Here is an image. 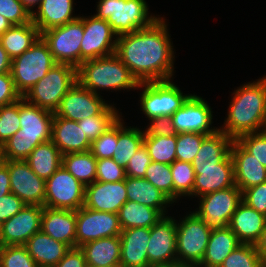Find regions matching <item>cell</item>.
<instances>
[{"label":"cell","mask_w":266,"mask_h":267,"mask_svg":"<svg viewBox=\"0 0 266 267\" xmlns=\"http://www.w3.org/2000/svg\"><path fill=\"white\" fill-rule=\"evenodd\" d=\"M164 18L117 37L116 54L138 82L172 80L174 51Z\"/></svg>","instance_id":"obj_1"},{"label":"cell","mask_w":266,"mask_h":267,"mask_svg":"<svg viewBox=\"0 0 266 267\" xmlns=\"http://www.w3.org/2000/svg\"><path fill=\"white\" fill-rule=\"evenodd\" d=\"M224 125L219 130L237 139L247 133L264 130L266 111V77L248 82L233 93Z\"/></svg>","instance_id":"obj_2"},{"label":"cell","mask_w":266,"mask_h":267,"mask_svg":"<svg viewBox=\"0 0 266 267\" xmlns=\"http://www.w3.org/2000/svg\"><path fill=\"white\" fill-rule=\"evenodd\" d=\"M21 128L1 147V160H26L42 143L51 141L54 113L19 99Z\"/></svg>","instance_id":"obj_3"},{"label":"cell","mask_w":266,"mask_h":267,"mask_svg":"<svg viewBox=\"0 0 266 267\" xmlns=\"http://www.w3.org/2000/svg\"><path fill=\"white\" fill-rule=\"evenodd\" d=\"M77 82L98 95H100V89L135 90L139 85L116 53L84 61L77 68Z\"/></svg>","instance_id":"obj_4"},{"label":"cell","mask_w":266,"mask_h":267,"mask_svg":"<svg viewBox=\"0 0 266 267\" xmlns=\"http://www.w3.org/2000/svg\"><path fill=\"white\" fill-rule=\"evenodd\" d=\"M97 3L94 16L107 20L118 36L149 27L160 18L149 16L145 0H99Z\"/></svg>","instance_id":"obj_5"},{"label":"cell","mask_w":266,"mask_h":267,"mask_svg":"<svg viewBox=\"0 0 266 267\" xmlns=\"http://www.w3.org/2000/svg\"><path fill=\"white\" fill-rule=\"evenodd\" d=\"M76 82V67L67 63H56L23 97L29 103L54 113Z\"/></svg>","instance_id":"obj_6"},{"label":"cell","mask_w":266,"mask_h":267,"mask_svg":"<svg viewBox=\"0 0 266 267\" xmlns=\"http://www.w3.org/2000/svg\"><path fill=\"white\" fill-rule=\"evenodd\" d=\"M47 43L40 36L22 55L12 59L11 75L23 97L56 64Z\"/></svg>","instance_id":"obj_7"},{"label":"cell","mask_w":266,"mask_h":267,"mask_svg":"<svg viewBox=\"0 0 266 267\" xmlns=\"http://www.w3.org/2000/svg\"><path fill=\"white\" fill-rule=\"evenodd\" d=\"M176 227L177 267H198L212 229L194 211L176 220Z\"/></svg>","instance_id":"obj_8"},{"label":"cell","mask_w":266,"mask_h":267,"mask_svg":"<svg viewBox=\"0 0 266 267\" xmlns=\"http://www.w3.org/2000/svg\"><path fill=\"white\" fill-rule=\"evenodd\" d=\"M143 89L140 106L148 120L172 116L191 94L183 95L180 88L170 80L139 82L137 89Z\"/></svg>","instance_id":"obj_9"},{"label":"cell","mask_w":266,"mask_h":267,"mask_svg":"<svg viewBox=\"0 0 266 267\" xmlns=\"http://www.w3.org/2000/svg\"><path fill=\"white\" fill-rule=\"evenodd\" d=\"M83 16L41 33L57 63H67L78 68L81 65V40L83 38Z\"/></svg>","instance_id":"obj_10"},{"label":"cell","mask_w":266,"mask_h":267,"mask_svg":"<svg viewBox=\"0 0 266 267\" xmlns=\"http://www.w3.org/2000/svg\"><path fill=\"white\" fill-rule=\"evenodd\" d=\"M45 181L43 207L77 211L84 206L85 186L62 165Z\"/></svg>","instance_id":"obj_11"},{"label":"cell","mask_w":266,"mask_h":267,"mask_svg":"<svg viewBox=\"0 0 266 267\" xmlns=\"http://www.w3.org/2000/svg\"><path fill=\"white\" fill-rule=\"evenodd\" d=\"M199 199V209L194 213L211 229L225 228L242 201V191L235 185L205 194Z\"/></svg>","instance_id":"obj_12"},{"label":"cell","mask_w":266,"mask_h":267,"mask_svg":"<svg viewBox=\"0 0 266 267\" xmlns=\"http://www.w3.org/2000/svg\"><path fill=\"white\" fill-rule=\"evenodd\" d=\"M176 220L162 218L150 228L147 258L151 267H177Z\"/></svg>","instance_id":"obj_13"},{"label":"cell","mask_w":266,"mask_h":267,"mask_svg":"<svg viewBox=\"0 0 266 267\" xmlns=\"http://www.w3.org/2000/svg\"><path fill=\"white\" fill-rule=\"evenodd\" d=\"M121 232L118 214L84 206L76 211V247L100 238L118 236Z\"/></svg>","instance_id":"obj_14"},{"label":"cell","mask_w":266,"mask_h":267,"mask_svg":"<svg viewBox=\"0 0 266 267\" xmlns=\"http://www.w3.org/2000/svg\"><path fill=\"white\" fill-rule=\"evenodd\" d=\"M86 17L83 16L84 34L80 49L81 64L86 60L116 53L118 37L107 20L96 18L94 15Z\"/></svg>","instance_id":"obj_15"},{"label":"cell","mask_w":266,"mask_h":267,"mask_svg":"<svg viewBox=\"0 0 266 267\" xmlns=\"http://www.w3.org/2000/svg\"><path fill=\"white\" fill-rule=\"evenodd\" d=\"M10 174L11 193L26 205L44 206L45 180L38 177L25 160H1Z\"/></svg>","instance_id":"obj_16"},{"label":"cell","mask_w":266,"mask_h":267,"mask_svg":"<svg viewBox=\"0 0 266 267\" xmlns=\"http://www.w3.org/2000/svg\"><path fill=\"white\" fill-rule=\"evenodd\" d=\"M211 107L203 99L195 94H191L172 116V123L177 132H195L210 135L219 130L212 128L213 112Z\"/></svg>","instance_id":"obj_17"},{"label":"cell","mask_w":266,"mask_h":267,"mask_svg":"<svg viewBox=\"0 0 266 267\" xmlns=\"http://www.w3.org/2000/svg\"><path fill=\"white\" fill-rule=\"evenodd\" d=\"M101 95L91 92L76 82L54 112L57 117L72 121L99 115L109 104Z\"/></svg>","instance_id":"obj_18"},{"label":"cell","mask_w":266,"mask_h":267,"mask_svg":"<svg viewBox=\"0 0 266 267\" xmlns=\"http://www.w3.org/2000/svg\"><path fill=\"white\" fill-rule=\"evenodd\" d=\"M43 206L25 205L18 213L1 224V246L25 245L41 231Z\"/></svg>","instance_id":"obj_19"},{"label":"cell","mask_w":266,"mask_h":267,"mask_svg":"<svg viewBox=\"0 0 266 267\" xmlns=\"http://www.w3.org/2000/svg\"><path fill=\"white\" fill-rule=\"evenodd\" d=\"M126 201L125 180L114 183L95 181L85 186L84 207L86 208L118 214Z\"/></svg>","instance_id":"obj_20"},{"label":"cell","mask_w":266,"mask_h":267,"mask_svg":"<svg viewBox=\"0 0 266 267\" xmlns=\"http://www.w3.org/2000/svg\"><path fill=\"white\" fill-rule=\"evenodd\" d=\"M230 154L234 164L235 185L242 192L266 182V168L236 139L231 145Z\"/></svg>","instance_id":"obj_21"},{"label":"cell","mask_w":266,"mask_h":267,"mask_svg":"<svg viewBox=\"0 0 266 267\" xmlns=\"http://www.w3.org/2000/svg\"><path fill=\"white\" fill-rule=\"evenodd\" d=\"M194 172L193 196L195 197L235 186L231 154L218 163V167L194 168Z\"/></svg>","instance_id":"obj_22"},{"label":"cell","mask_w":266,"mask_h":267,"mask_svg":"<svg viewBox=\"0 0 266 267\" xmlns=\"http://www.w3.org/2000/svg\"><path fill=\"white\" fill-rule=\"evenodd\" d=\"M41 231L70 248H75L76 211L43 207Z\"/></svg>","instance_id":"obj_23"},{"label":"cell","mask_w":266,"mask_h":267,"mask_svg":"<svg viewBox=\"0 0 266 267\" xmlns=\"http://www.w3.org/2000/svg\"><path fill=\"white\" fill-rule=\"evenodd\" d=\"M150 228L137 227L122 230L120 234V266L151 267L147 258Z\"/></svg>","instance_id":"obj_24"},{"label":"cell","mask_w":266,"mask_h":267,"mask_svg":"<svg viewBox=\"0 0 266 267\" xmlns=\"http://www.w3.org/2000/svg\"><path fill=\"white\" fill-rule=\"evenodd\" d=\"M266 226V215L241 201L233 213L228 227L240 243L255 244Z\"/></svg>","instance_id":"obj_25"},{"label":"cell","mask_w":266,"mask_h":267,"mask_svg":"<svg viewBox=\"0 0 266 267\" xmlns=\"http://www.w3.org/2000/svg\"><path fill=\"white\" fill-rule=\"evenodd\" d=\"M51 141L61 151L62 155L86 152L91 147V141L84 134L82 127H79L77 121L57 117L55 114L52 123Z\"/></svg>","instance_id":"obj_26"},{"label":"cell","mask_w":266,"mask_h":267,"mask_svg":"<svg viewBox=\"0 0 266 267\" xmlns=\"http://www.w3.org/2000/svg\"><path fill=\"white\" fill-rule=\"evenodd\" d=\"M74 0H42L32 14V23L40 34L54 27L63 26L79 16H73Z\"/></svg>","instance_id":"obj_27"},{"label":"cell","mask_w":266,"mask_h":267,"mask_svg":"<svg viewBox=\"0 0 266 267\" xmlns=\"http://www.w3.org/2000/svg\"><path fill=\"white\" fill-rule=\"evenodd\" d=\"M39 267H54L70 250L67 244L39 231L24 245Z\"/></svg>","instance_id":"obj_28"},{"label":"cell","mask_w":266,"mask_h":267,"mask_svg":"<svg viewBox=\"0 0 266 267\" xmlns=\"http://www.w3.org/2000/svg\"><path fill=\"white\" fill-rule=\"evenodd\" d=\"M127 200L157 209L163 216L167 207L174 203L166 194L145 178H125ZM169 205V206H168Z\"/></svg>","instance_id":"obj_29"},{"label":"cell","mask_w":266,"mask_h":267,"mask_svg":"<svg viewBox=\"0 0 266 267\" xmlns=\"http://www.w3.org/2000/svg\"><path fill=\"white\" fill-rule=\"evenodd\" d=\"M87 267H116L120 265V235L100 238L80 246Z\"/></svg>","instance_id":"obj_30"},{"label":"cell","mask_w":266,"mask_h":267,"mask_svg":"<svg viewBox=\"0 0 266 267\" xmlns=\"http://www.w3.org/2000/svg\"><path fill=\"white\" fill-rule=\"evenodd\" d=\"M233 141L221 130L207 135L191 165L193 168L218 167V163L230 154Z\"/></svg>","instance_id":"obj_31"},{"label":"cell","mask_w":266,"mask_h":267,"mask_svg":"<svg viewBox=\"0 0 266 267\" xmlns=\"http://www.w3.org/2000/svg\"><path fill=\"white\" fill-rule=\"evenodd\" d=\"M239 244L236 234L229 227L212 229L205 255L198 267H219Z\"/></svg>","instance_id":"obj_32"},{"label":"cell","mask_w":266,"mask_h":267,"mask_svg":"<svg viewBox=\"0 0 266 267\" xmlns=\"http://www.w3.org/2000/svg\"><path fill=\"white\" fill-rule=\"evenodd\" d=\"M41 36L38 28L31 22L13 25L0 36V43L11 59L22 55Z\"/></svg>","instance_id":"obj_33"},{"label":"cell","mask_w":266,"mask_h":267,"mask_svg":"<svg viewBox=\"0 0 266 267\" xmlns=\"http://www.w3.org/2000/svg\"><path fill=\"white\" fill-rule=\"evenodd\" d=\"M62 153L52 141L39 144L25 160L32 171L47 180L62 165Z\"/></svg>","instance_id":"obj_34"},{"label":"cell","mask_w":266,"mask_h":267,"mask_svg":"<svg viewBox=\"0 0 266 267\" xmlns=\"http://www.w3.org/2000/svg\"><path fill=\"white\" fill-rule=\"evenodd\" d=\"M118 216L124 230L137 227L151 228L163 215L157 209L127 200L121 206Z\"/></svg>","instance_id":"obj_35"},{"label":"cell","mask_w":266,"mask_h":267,"mask_svg":"<svg viewBox=\"0 0 266 267\" xmlns=\"http://www.w3.org/2000/svg\"><path fill=\"white\" fill-rule=\"evenodd\" d=\"M123 119H118V142L115 148L113 160L126 168L130 158L143 145L144 130L137 127H125Z\"/></svg>","instance_id":"obj_36"},{"label":"cell","mask_w":266,"mask_h":267,"mask_svg":"<svg viewBox=\"0 0 266 267\" xmlns=\"http://www.w3.org/2000/svg\"><path fill=\"white\" fill-rule=\"evenodd\" d=\"M62 166L84 186L96 181L97 159L90 151L63 155Z\"/></svg>","instance_id":"obj_37"},{"label":"cell","mask_w":266,"mask_h":267,"mask_svg":"<svg viewBox=\"0 0 266 267\" xmlns=\"http://www.w3.org/2000/svg\"><path fill=\"white\" fill-rule=\"evenodd\" d=\"M177 135L144 136L143 144L153 162L171 165L176 160Z\"/></svg>","instance_id":"obj_38"},{"label":"cell","mask_w":266,"mask_h":267,"mask_svg":"<svg viewBox=\"0 0 266 267\" xmlns=\"http://www.w3.org/2000/svg\"><path fill=\"white\" fill-rule=\"evenodd\" d=\"M120 117H122L121 114L111 103L99 115L79 120L78 125L82 127L84 134L92 142L109 129Z\"/></svg>","instance_id":"obj_39"},{"label":"cell","mask_w":266,"mask_h":267,"mask_svg":"<svg viewBox=\"0 0 266 267\" xmlns=\"http://www.w3.org/2000/svg\"><path fill=\"white\" fill-rule=\"evenodd\" d=\"M170 168L173 175V202L176 203L182 196L193 197L195 172L191 163L175 160Z\"/></svg>","instance_id":"obj_40"},{"label":"cell","mask_w":266,"mask_h":267,"mask_svg":"<svg viewBox=\"0 0 266 267\" xmlns=\"http://www.w3.org/2000/svg\"><path fill=\"white\" fill-rule=\"evenodd\" d=\"M264 261L254 244H239L219 267H261Z\"/></svg>","instance_id":"obj_41"},{"label":"cell","mask_w":266,"mask_h":267,"mask_svg":"<svg viewBox=\"0 0 266 267\" xmlns=\"http://www.w3.org/2000/svg\"><path fill=\"white\" fill-rule=\"evenodd\" d=\"M173 201V175L169 164L151 162L144 177Z\"/></svg>","instance_id":"obj_42"},{"label":"cell","mask_w":266,"mask_h":267,"mask_svg":"<svg viewBox=\"0 0 266 267\" xmlns=\"http://www.w3.org/2000/svg\"><path fill=\"white\" fill-rule=\"evenodd\" d=\"M206 134L186 132L177 134L176 160L191 163L196 157Z\"/></svg>","instance_id":"obj_43"},{"label":"cell","mask_w":266,"mask_h":267,"mask_svg":"<svg viewBox=\"0 0 266 267\" xmlns=\"http://www.w3.org/2000/svg\"><path fill=\"white\" fill-rule=\"evenodd\" d=\"M20 128L19 100L0 107V148Z\"/></svg>","instance_id":"obj_44"},{"label":"cell","mask_w":266,"mask_h":267,"mask_svg":"<svg viewBox=\"0 0 266 267\" xmlns=\"http://www.w3.org/2000/svg\"><path fill=\"white\" fill-rule=\"evenodd\" d=\"M0 267H39L24 245L0 246Z\"/></svg>","instance_id":"obj_45"},{"label":"cell","mask_w":266,"mask_h":267,"mask_svg":"<svg viewBox=\"0 0 266 267\" xmlns=\"http://www.w3.org/2000/svg\"><path fill=\"white\" fill-rule=\"evenodd\" d=\"M118 142V120L91 142L90 152L97 159L113 158Z\"/></svg>","instance_id":"obj_46"},{"label":"cell","mask_w":266,"mask_h":267,"mask_svg":"<svg viewBox=\"0 0 266 267\" xmlns=\"http://www.w3.org/2000/svg\"><path fill=\"white\" fill-rule=\"evenodd\" d=\"M236 140L266 168V131L243 134Z\"/></svg>","instance_id":"obj_47"},{"label":"cell","mask_w":266,"mask_h":267,"mask_svg":"<svg viewBox=\"0 0 266 267\" xmlns=\"http://www.w3.org/2000/svg\"><path fill=\"white\" fill-rule=\"evenodd\" d=\"M125 168L112 158L97 160L96 181L114 183L125 180Z\"/></svg>","instance_id":"obj_48"},{"label":"cell","mask_w":266,"mask_h":267,"mask_svg":"<svg viewBox=\"0 0 266 267\" xmlns=\"http://www.w3.org/2000/svg\"><path fill=\"white\" fill-rule=\"evenodd\" d=\"M0 14L12 25H22L32 21V15L20 0H0Z\"/></svg>","instance_id":"obj_49"},{"label":"cell","mask_w":266,"mask_h":267,"mask_svg":"<svg viewBox=\"0 0 266 267\" xmlns=\"http://www.w3.org/2000/svg\"><path fill=\"white\" fill-rule=\"evenodd\" d=\"M152 162L148 150L143 144L136 153L130 158L125 168L128 177L144 178L149 164Z\"/></svg>","instance_id":"obj_50"},{"label":"cell","mask_w":266,"mask_h":267,"mask_svg":"<svg viewBox=\"0 0 266 267\" xmlns=\"http://www.w3.org/2000/svg\"><path fill=\"white\" fill-rule=\"evenodd\" d=\"M242 201L266 215V182L244 190L242 192Z\"/></svg>","instance_id":"obj_51"},{"label":"cell","mask_w":266,"mask_h":267,"mask_svg":"<svg viewBox=\"0 0 266 267\" xmlns=\"http://www.w3.org/2000/svg\"><path fill=\"white\" fill-rule=\"evenodd\" d=\"M151 122L144 131V136H171L177 135L173 126L171 116L157 117L150 120Z\"/></svg>","instance_id":"obj_52"},{"label":"cell","mask_w":266,"mask_h":267,"mask_svg":"<svg viewBox=\"0 0 266 267\" xmlns=\"http://www.w3.org/2000/svg\"><path fill=\"white\" fill-rule=\"evenodd\" d=\"M21 98L15 88L11 72L0 74V107L14 103Z\"/></svg>","instance_id":"obj_53"},{"label":"cell","mask_w":266,"mask_h":267,"mask_svg":"<svg viewBox=\"0 0 266 267\" xmlns=\"http://www.w3.org/2000/svg\"><path fill=\"white\" fill-rule=\"evenodd\" d=\"M26 204L13 193L0 197V224L18 213Z\"/></svg>","instance_id":"obj_54"},{"label":"cell","mask_w":266,"mask_h":267,"mask_svg":"<svg viewBox=\"0 0 266 267\" xmlns=\"http://www.w3.org/2000/svg\"><path fill=\"white\" fill-rule=\"evenodd\" d=\"M54 267H87V262L80 247H75L70 248Z\"/></svg>","instance_id":"obj_55"},{"label":"cell","mask_w":266,"mask_h":267,"mask_svg":"<svg viewBox=\"0 0 266 267\" xmlns=\"http://www.w3.org/2000/svg\"><path fill=\"white\" fill-rule=\"evenodd\" d=\"M11 192L8 167L0 161V197Z\"/></svg>","instance_id":"obj_56"},{"label":"cell","mask_w":266,"mask_h":267,"mask_svg":"<svg viewBox=\"0 0 266 267\" xmlns=\"http://www.w3.org/2000/svg\"><path fill=\"white\" fill-rule=\"evenodd\" d=\"M12 59L0 43V74L11 72Z\"/></svg>","instance_id":"obj_57"},{"label":"cell","mask_w":266,"mask_h":267,"mask_svg":"<svg viewBox=\"0 0 266 267\" xmlns=\"http://www.w3.org/2000/svg\"><path fill=\"white\" fill-rule=\"evenodd\" d=\"M254 245H255L256 251L259 253L262 260L266 262V226L262 232L261 237Z\"/></svg>","instance_id":"obj_58"},{"label":"cell","mask_w":266,"mask_h":267,"mask_svg":"<svg viewBox=\"0 0 266 267\" xmlns=\"http://www.w3.org/2000/svg\"><path fill=\"white\" fill-rule=\"evenodd\" d=\"M23 6L29 11V13L32 15L35 10L34 7L38 8L40 6V3L42 0H20Z\"/></svg>","instance_id":"obj_59"},{"label":"cell","mask_w":266,"mask_h":267,"mask_svg":"<svg viewBox=\"0 0 266 267\" xmlns=\"http://www.w3.org/2000/svg\"><path fill=\"white\" fill-rule=\"evenodd\" d=\"M12 26V23L0 14V36Z\"/></svg>","instance_id":"obj_60"},{"label":"cell","mask_w":266,"mask_h":267,"mask_svg":"<svg viewBox=\"0 0 266 267\" xmlns=\"http://www.w3.org/2000/svg\"><path fill=\"white\" fill-rule=\"evenodd\" d=\"M264 131H266V111H265V117H264Z\"/></svg>","instance_id":"obj_61"},{"label":"cell","mask_w":266,"mask_h":267,"mask_svg":"<svg viewBox=\"0 0 266 267\" xmlns=\"http://www.w3.org/2000/svg\"><path fill=\"white\" fill-rule=\"evenodd\" d=\"M0 246H1V224H0Z\"/></svg>","instance_id":"obj_62"},{"label":"cell","mask_w":266,"mask_h":267,"mask_svg":"<svg viewBox=\"0 0 266 267\" xmlns=\"http://www.w3.org/2000/svg\"><path fill=\"white\" fill-rule=\"evenodd\" d=\"M261 267H266V262H264Z\"/></svg>","instance_id":"obj_63"}]
</instances>
